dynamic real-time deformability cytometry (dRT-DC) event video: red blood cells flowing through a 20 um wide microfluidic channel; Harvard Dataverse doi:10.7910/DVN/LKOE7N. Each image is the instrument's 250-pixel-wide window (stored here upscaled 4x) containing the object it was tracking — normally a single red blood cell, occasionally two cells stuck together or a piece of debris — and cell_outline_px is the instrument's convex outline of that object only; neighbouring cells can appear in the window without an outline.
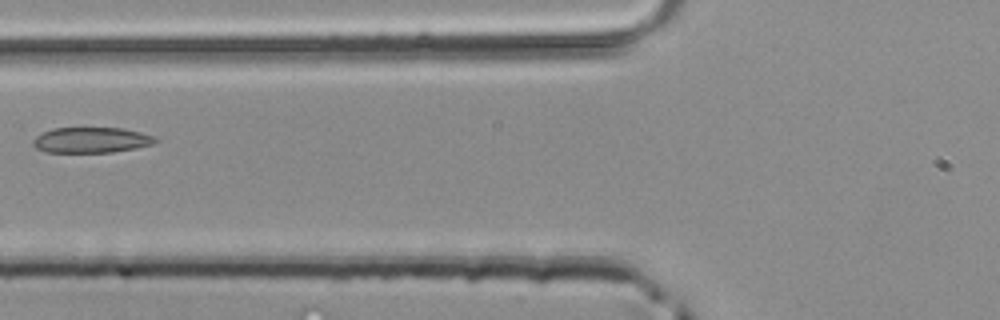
{"species": "common noctule bat (a hibernating species)", "species_latin": "Nyctalus noctula", "temperature_condition": "room temperature", "stored_images_in_passage": 2, "camera_frame_rate_fps": 3000, "um_per_image_px": 0.085, "animal": {"sex": "male", "body_mass_g": 20.4}, "frame": {"image": 1, "passage_image": 2, "time_ms": 0.333, "image_size_px": [1000, 320], "cell_outline_px": [[160, 140], [152, 144], [136, 148], [112, 152], [44, 152], [36, 148], [32, 144], [32, 140], [40, 132], [52, 128], [120, 128], [140, 132], [152, 136]], "centroid_in_image_um": [7.71, 11.9], "position_along_channel_um": 118.1, "area_um2": 18.26}}